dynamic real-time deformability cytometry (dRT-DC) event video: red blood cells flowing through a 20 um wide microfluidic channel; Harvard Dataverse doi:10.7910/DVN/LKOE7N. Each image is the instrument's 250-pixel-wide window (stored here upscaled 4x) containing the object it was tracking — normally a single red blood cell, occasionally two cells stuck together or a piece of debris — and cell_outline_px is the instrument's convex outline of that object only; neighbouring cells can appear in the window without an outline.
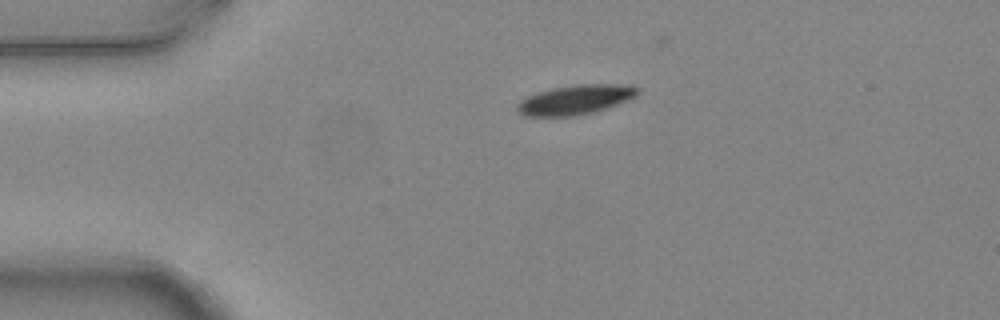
{"species": "common noctule bat (a hibernating species)", "species_latin": "Nyctalus noctula", "temperature_condition": "warm", "stored_images_in_passage": 2, "camera_frame_rate_fps": 3000, "um_per_image_px": 0.085, "animal": {"sex": "female", "body_mass_g": 24.6, "forearm_length_mm": 56.2}, "frame": {"image": 1, "passage_image": 1, "time_ms": 0.0, "image_size_px": [1000, 320], "cell_outline_px": [[640, 92], [636, 96], [616, 104], [592, 112], [576, 116], [524, 116], [516, 108], [516, 104], [520, 100], [536, 92], [552, 88], [576, 84], [632, 84], [640, 88]], "centroid_in_image_um": [48.91, 8.45], "position_along_channel_um": 36.1, "area_um2": 20.81}}